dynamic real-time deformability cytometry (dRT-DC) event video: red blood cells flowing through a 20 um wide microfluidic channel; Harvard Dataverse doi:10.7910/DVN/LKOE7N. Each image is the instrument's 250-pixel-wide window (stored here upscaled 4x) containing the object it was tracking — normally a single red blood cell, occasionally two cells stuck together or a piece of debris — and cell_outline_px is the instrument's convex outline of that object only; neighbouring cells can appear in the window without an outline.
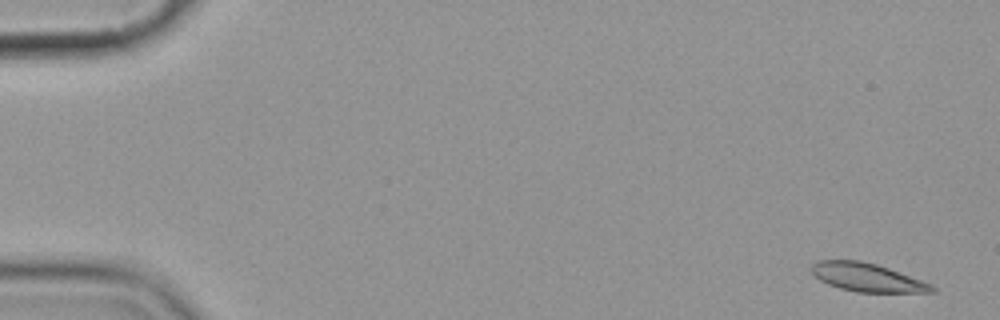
{"species": "common noctule bat (a hibernating species)", "species_latin": "Nyctalus noctula", "temperature_condition": "cold", "stored_images_in_passage": 15, "camera_frame_rate_fps": 3000, "um_per_image_px": 0.085, "animal": {"sex": "female", "body_mass_g": 19.9}, "frame": {"image": 1, "passage_image": 1, "time_ms": 0.0, "image_size_px": [1000, 320], "cell_outline_px": [[936, 292], [856, 292], [840, 288], [828, 284], [820, 280], [812, 272], [812, 264], [816, 260], [860, 260], [876, 264], [888, 268], [932, 284], [936, 288]], "centroid_in_image_um": [73.7, 23.58], "position_along_channel_um": 11.3, "area_um2": 19.77}}
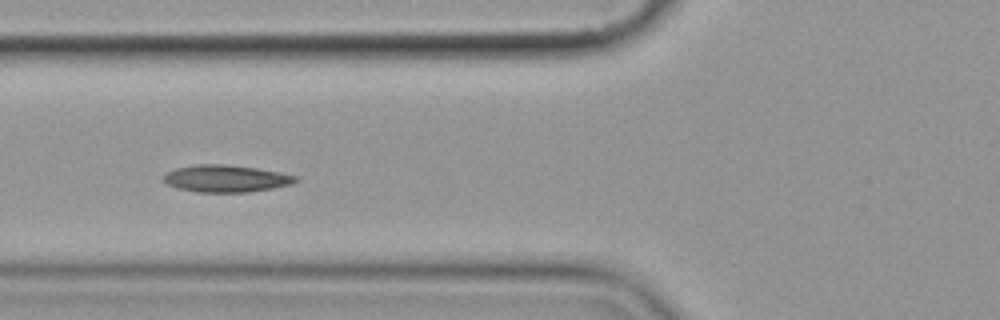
{"frame": {"image": 2, "passage_image": 6, "time_ms": 6.667, "image_size_px": [1000, 320], "cell_outline_px": [[300, 180], [292, 184], [272, 188], [248, 192], [196, 192], [176, 188], [164, 184], [160, 180], [168, 172], [176, 168], [196, 164], [224, 164], [256, 168], [300, 176]], "centroid_in_image_um": [19.19, 15.18], "position_along_channel_um": 106.6, "area_um2": 21.1}}
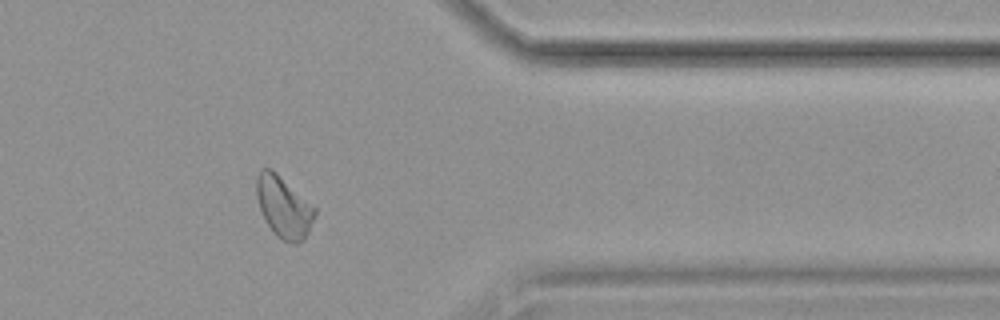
{"frame": {"image": 3, "passage_image": 13, "time_ms": 15.0, "image_size_px": [1000, 320], "cell_outline_px": [[316, 216], [304, 240], [300, 244], [296, 244], [284, 240], [276, 236], [264, 220], [256, 196], [256, 176], [260, 168], [272, 168], [316, 208]], "centroid_in_image_um": [24.11, 17.59], "position_along_channel_um": 387.3, "area_um2": 21.04}, "authors_computed_cell_mechanics": {"area_um2": 20.519, "velocity_mm_per_s": 3.5176, "shape_relaxation_time_tau1_ms": 7.519, "shape_relaxation_time_tau2_ms": null, "deformation_change_tau1": 0.1447, "deformation_change_tau2": null}}